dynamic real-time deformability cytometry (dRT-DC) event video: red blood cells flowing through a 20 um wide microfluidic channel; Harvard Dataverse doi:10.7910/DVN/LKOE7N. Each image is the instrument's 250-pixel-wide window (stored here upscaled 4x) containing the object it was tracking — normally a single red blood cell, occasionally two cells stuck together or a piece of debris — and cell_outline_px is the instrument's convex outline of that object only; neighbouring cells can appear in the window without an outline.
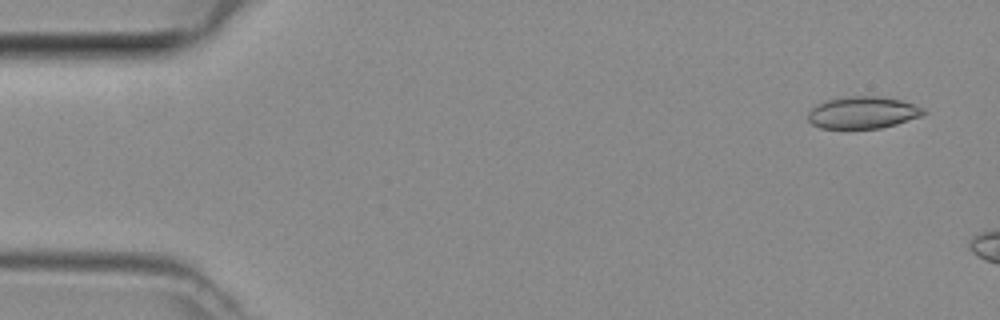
{"species": "common noctule bat (a hibernating species)", "species_latin": "Nyctalus noctula", "temperature_condition": "room temperature", "stored_images_in_passage": 5, "camera_frame_rate_fps": 3000, "um_per_image_px": 0.085, "animal": {"sex": "female", "body_mass_g": 29.2, "forearm_length_mm": 56.3}, "frame": {"image": 1, "passage_image": 1, "time_ms": 0.0, "image_size_px": [1000, 320], "cell_outline_px": [[928, 112], [920, 116], [896, 124], [880, 128], [820, 128], [812, 124], [808, 120], [808, 112], [816, 104], [824, 100], [844, 96], [880, 96], [900, 100], [924, 108]], "centroid_in_image_um": [73.31, 9.55], "position_along_channel_um": 11.7, "area_um2": 21.62}}